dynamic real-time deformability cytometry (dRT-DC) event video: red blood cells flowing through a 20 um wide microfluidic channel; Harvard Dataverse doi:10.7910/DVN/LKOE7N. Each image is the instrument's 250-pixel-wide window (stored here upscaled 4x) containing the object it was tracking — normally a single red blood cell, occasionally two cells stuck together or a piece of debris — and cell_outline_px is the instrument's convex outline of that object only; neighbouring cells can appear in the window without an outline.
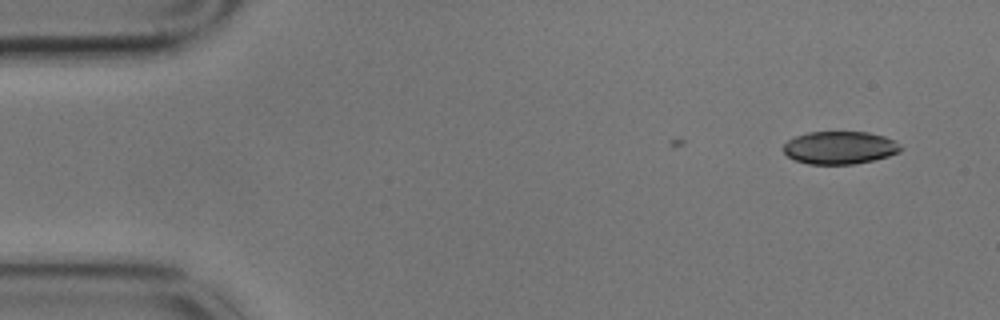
{"species": "common noctule bat (a hibernating species)", "species_latin": "Nyctalus noctula", "temperature_condition": "cold", "stored_images_in_passage": 3, "camera_frame_rate_fps": 3000, "um_per_image_px": 0.085, "animal": {"sex": "male", "body_mass_g": 17.9}, "frame": {"image": 1, "passage_image": 3, "time_ms": 0.667, "image_size_px": [1000, 320], "cell_outline_px": [[904, 148], [900, 152], [888, 156], [872, 160], [852, 164], [808, 164], [796, 160], [788, 156], [784, 152], [784, 144], [788, 140], [796, 136], [808, 132], [868, 132], [884, 136], [896, 140]], "centroid_in_image_um": [71.42, 12.54], "position_along_channel_um": 13.6, "area_um2": 22.43}}